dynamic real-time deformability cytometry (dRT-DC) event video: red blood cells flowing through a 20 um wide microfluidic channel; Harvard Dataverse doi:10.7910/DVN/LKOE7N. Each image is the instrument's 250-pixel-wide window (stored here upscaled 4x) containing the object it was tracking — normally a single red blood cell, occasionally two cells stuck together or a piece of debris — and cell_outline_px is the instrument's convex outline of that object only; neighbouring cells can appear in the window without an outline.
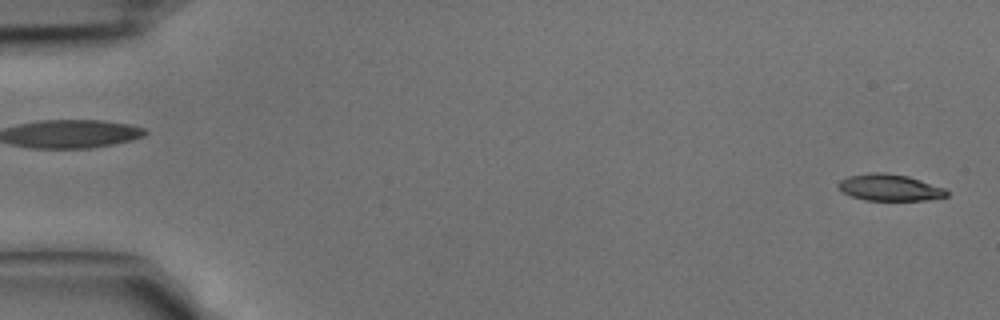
{"species": "common noctule bat (a hibernating species)", "species_latin": "Nyctalus noctula", "temperature_condition": "cold", "stored_images_in_passage": 13, "camera_frame_rate_fps": 3000, "um_per_image_px": 0.085, "animal": {"sex": "male", "body_mass_g": 15.6}, "frame": {"image": 1, "passage_image": 1, "time_ms": 0.0, "image_size_px": [1000, 320], "cell_outline_px": [[948, 196], [924, 200], [864, 200], [852, 196], [844, 192], [836, 184], [840, 180], [848, 176], [872, 172], [884, 172], [908, 176], [944, 188], [948, 192]], "centroid_in_image_um": [75.6, 15.93], "position_along_channel_um": 9.4, "area_um2": 16.65}}